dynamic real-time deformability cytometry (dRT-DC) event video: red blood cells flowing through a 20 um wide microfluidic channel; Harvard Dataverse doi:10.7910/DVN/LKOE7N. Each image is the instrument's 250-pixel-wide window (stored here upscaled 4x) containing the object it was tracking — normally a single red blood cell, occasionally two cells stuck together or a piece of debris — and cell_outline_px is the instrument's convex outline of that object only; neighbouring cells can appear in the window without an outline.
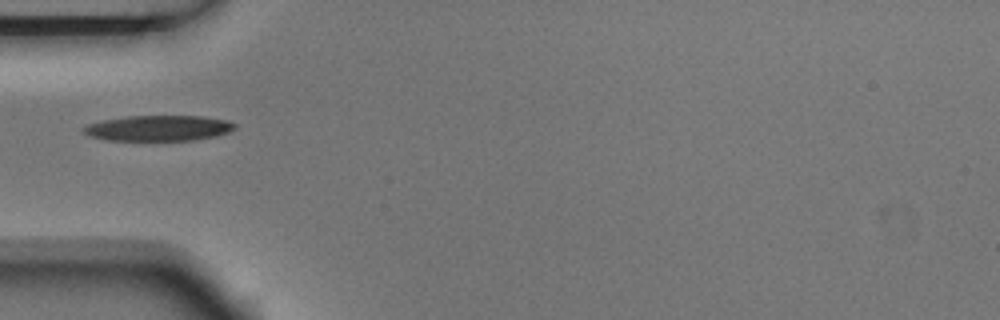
{"species": "Egyptian fruit bat (a non-hibernating species)", "species_latin": "Rousettus aegyptiacus", "temperature_condition": "room temperature", "stored_images_in_passage": 4, "camera_frame_rate_fps": 3000, "um_per_image_px": 0.085, "animal": {"sex": "male"}, "frame": {"image": 1, "passage_image": 2, "time_ms": 0.333, "image_size_px": [1000, 320], "cell_outline_px": [[236, 128], [228, 132], [216, 136], [192, 140], [108, 140], [88, 136], [80, 128], [88, 124], [104, 120], [128, 116], [200, 116], [228, 120], [236, 124]], "centroid_in_image_um": [13.47, 10.89], "position_along_channel_um": 71.5, "area_um2": 22.48}}
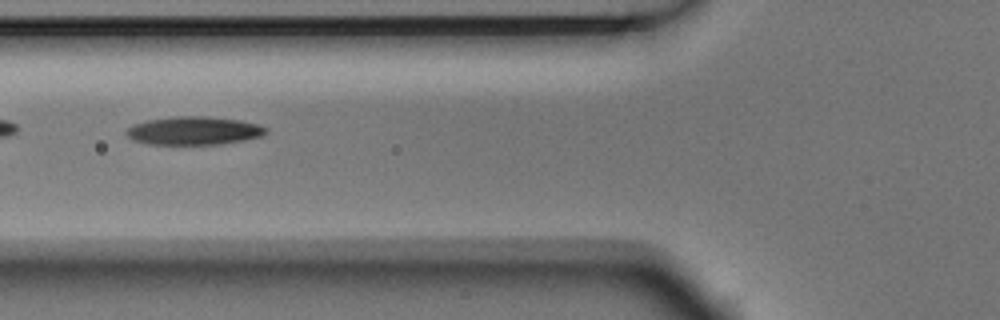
{"frame": {"image": 2, "passage_image": 3, "time_ms": 0.667, "image_size_px": [1000, 320], "cell_outline_px": [[268, 132], [260, 136], [244, 140], [220, 144], [148, 144], [132, 140], [124, 132], [128, 128], [136, 124], [148, 120], [176, 116], [204, 116], [240, 120], [260, 124], [268, 128]], "centroid_in_image_um": [16.51, 11.11], "position_along_channel_um": 109.3, "area_um2": 22.95}}
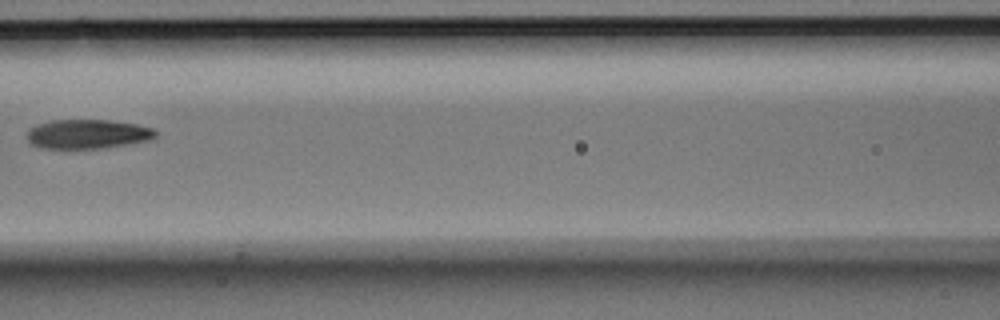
{"frame": {"image": 3, "passage_image": 4, "time_ms": 1.0, "image_size_px": [1000, 320], "cell_outline_px": [[160, 132], [152, 140], [128, 144], [100, 148], [40, 148], [32, 144], [28, 140], [28, 128], [36, 124], [52, 120], [108, 120], [136, 124], [152, 128]], "centroid_in_image_um": [7.47, 11.39], "position_along_channel_um": 159.1, "area_um2": 22.02}}